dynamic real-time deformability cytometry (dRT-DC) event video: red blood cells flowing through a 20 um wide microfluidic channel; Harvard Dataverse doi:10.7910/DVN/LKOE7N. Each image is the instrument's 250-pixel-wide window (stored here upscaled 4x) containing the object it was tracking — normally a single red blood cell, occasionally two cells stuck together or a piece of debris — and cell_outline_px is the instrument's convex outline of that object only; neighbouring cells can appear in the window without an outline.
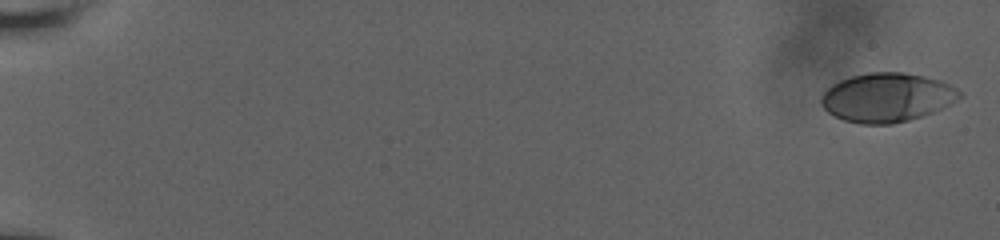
{"species": "human", "species_latin": "Homo sapiens", "temperature_condition": "room temperature", "stored_images_in_passage": 24, "camera_frame_rate_fps": 3000, "um_per_image_px": 0.085, "donor": {"sex": "male"}, "frame": {"image": 1, "passage_image": 1, "time_ms": 0.0, "image_size_px": [1000, 240], "cell_outline_px": [[964, 96], [932, 112], [908, 120], [892, 124], [860, 124], [844, 120], [828, 112], [820, 104], [820, 96], [832, 84], [840, 80], [852, 76], [868, 72], [900, 72], [924, 76], [940, 80], [956, 88]], "centroid_in_image_um": [75.36, 8.28], "position_along_channel_um": 9.6, "area_um2": 39.3}}
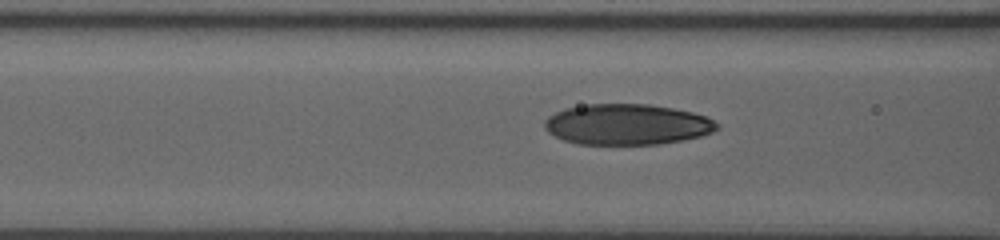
{"frame": {"image": 2, "passage_image": 21, "time_ms": 8.333, "image_size_px": [1000, 240], "cell_outline_px": [[720, 124], [712, 132], [700, 136], [680, 140], [656, 144], [576, 144], [564, 140], [548, 132], [544, 128], [544, 120], [548, 116], [564, 108], [588, 104], [648, 104], [672, 108], [692, 112], [708, 116]], "centroid_in_image_um": [53.28, 10.57], "position_along_channel_um": 113.3, "area_um2": 40.92}}
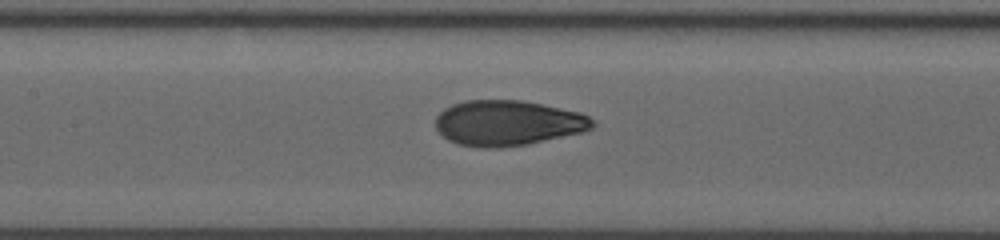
{"frame": {"image": 3, "passage_image": 24, "time_ms": 9.667, "image_size_px": [1000, 240], "cell_outline_px": [[596, 124], [592, 128], [580, 132], [528, 144], [496, 148], [488, 148], [460, 144], [448, 140], [436, 128], [436, 116], [444, 108], [452, 104], [464, 100], [520, 100], [580, 112], [588, 116]], "centroid_in_image_um": [43.14, 10.44], "position_along_channel_um": 164.3, "area_um2": 41.15}}